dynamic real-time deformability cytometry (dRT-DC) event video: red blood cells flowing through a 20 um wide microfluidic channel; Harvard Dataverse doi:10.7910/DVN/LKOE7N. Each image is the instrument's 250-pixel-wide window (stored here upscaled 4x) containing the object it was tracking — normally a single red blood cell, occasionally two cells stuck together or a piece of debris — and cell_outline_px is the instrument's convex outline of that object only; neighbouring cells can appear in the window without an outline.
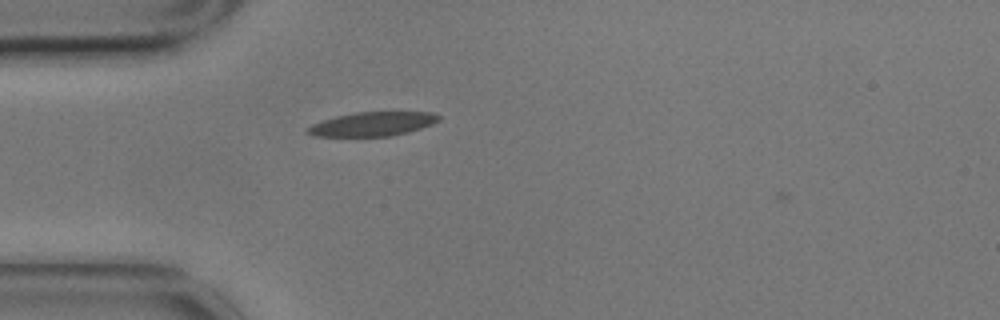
{"species": "common noctule bat (a hibernating species)", "species_latin": "Nyctalus noctula", "temperature_condition": "cold", "stored_images_in_passage": 8, "camera_frame_rate_fps": 3000, "um_per_image_px": 0.085, "animal": {"sex": "male", "body_mass_g": 17.9}, "frame": {"image": 1, "passage_image": 7, "time_ms": 2.0, "image_size_px": [1000, 320], "cell_outline_px": [[440, 120], [432, 124], [408, 132], [392, 136], [312, 136], [304, 132], [312, 124], [336, 116], [356, 112], [432, 112], [440, 116]], "centroid_in_image_um": [31.66, 10.54], "position_along_channel_um": 53.3, "area_um2": 18.32}}